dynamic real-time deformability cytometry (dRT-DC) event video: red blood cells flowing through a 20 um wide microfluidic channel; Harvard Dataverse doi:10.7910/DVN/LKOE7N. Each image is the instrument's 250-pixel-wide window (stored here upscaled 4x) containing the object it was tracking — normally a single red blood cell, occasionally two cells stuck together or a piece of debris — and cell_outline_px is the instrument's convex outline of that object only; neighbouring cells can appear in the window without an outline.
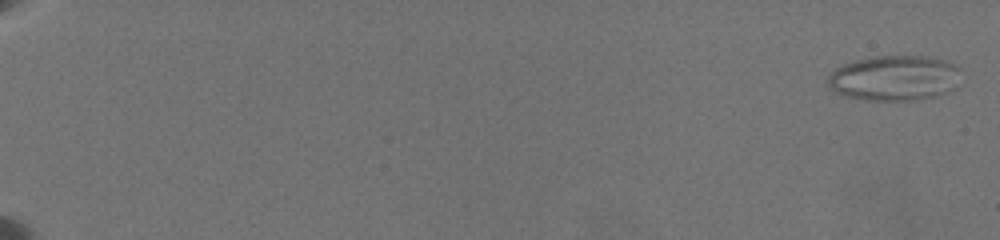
{"species": "common noctule bat (a hibernating species)", "species_latin": "Nyctalus noctula", "temperature_condition": "warm", "stored_images_in_passage": 37, "camera_frame_rate_fps": 3000, "um_per_image_px": 0.085, "animal": {"sex": "female", "body_mass_g": 19.5, "forearm_length_mm": 54.1}, "frame": {"image": 1, "passage_image": 1, "time_ms": 0.0, "image_size_px": [1000, 240], "cell_outline_px": [[960, 68], [956, 88], [948, 92], [936, 96], [916, 100], [868, 100], [848, 96], [836, 92], [828, 88], [828, 76], [836, 68], [844, 64], [856, 60], [876, 56], [924, 56], [944, 60], [956, 64]], "centroid_in_image_um": [76.05, 6.63], "position_along_channel_um": 8.9, "area_um2": 35.14}}
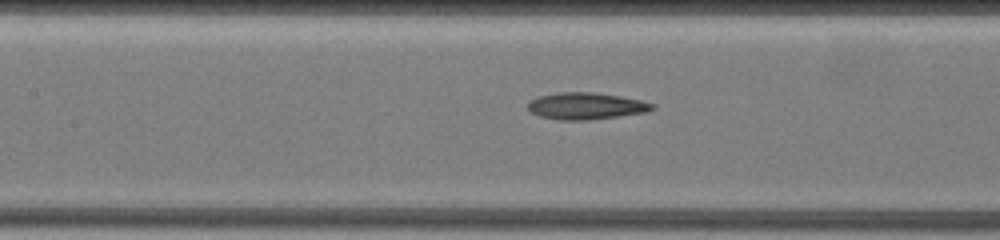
{"frame": {"image": 2, "passage_image": 18, "time_ms": 11.0, "image_size_px": [1000, 240], "cell_outline_px": [[656, 108], [648, 112], [620, 116], [588, 120], [560, 120], [540, 116], [532, 112], [528, 108], [528, 100], [540, 96], [556, 92], [596, 92], [620, 96], [640, 100], [656, 104]], "centroid_in_image_um": [49.84, 9.0], "position_along_channel_um": 157.6, "area_um2": 19.59}}
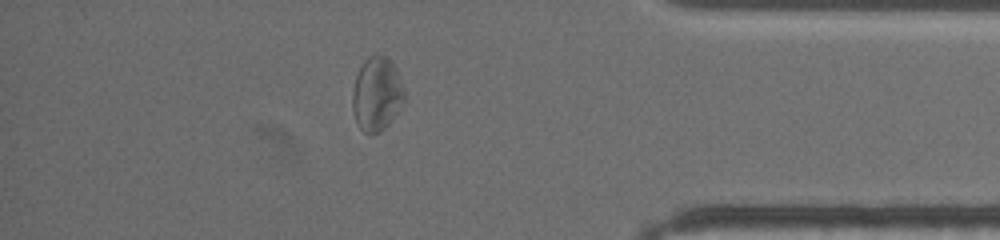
{"frame": {"image": 3, "passage_image": 32, "time_ms": 18.667, "image_size_px": [1000, 240], "cell_outline_px": [[408, 96], [404, 104], [392, 120], [380, 132], [364, 132], [356, 124], [352, 108], [352, 88], [356, 76], [364, 60], [368, 56], [384, 56], [396, 68], [408, 92]], "centroid_in_image_um": [32.07, 8.01], "position_along_channel_um": 403.1, "area_um2": 22.77}, "authors_computed_cell_mechanics": {"area_um2": 22.0796, "velocity_mm_per_s": 3.4722, "shape_relaxation_time_tau1_ms": 8.8052, "shape_relaxation_time_tau2_ms": 1.857, "deformation_change_tau1": 0.2032, "deformation_change_tau2": 0.0984}}